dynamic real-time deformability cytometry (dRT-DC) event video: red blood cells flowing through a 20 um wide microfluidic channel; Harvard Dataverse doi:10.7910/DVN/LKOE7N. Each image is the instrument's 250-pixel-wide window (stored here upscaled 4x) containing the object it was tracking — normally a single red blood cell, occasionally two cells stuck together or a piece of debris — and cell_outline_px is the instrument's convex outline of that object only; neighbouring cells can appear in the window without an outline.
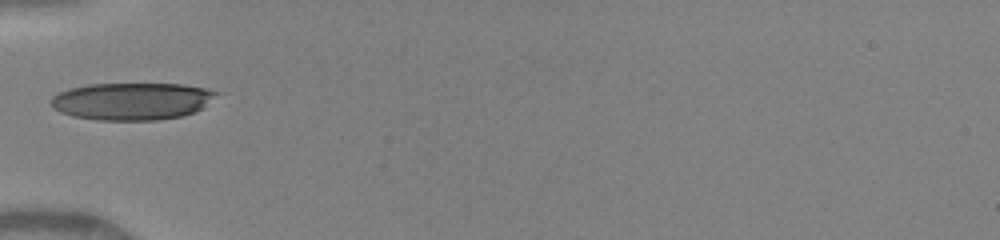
{"species": "human", "species_latin": "Homo sapiens", "temperature_condition": "warm", "stored_images_in_passage": 30, "camera_frame_rate_fps": 3000, "um_per_image_px": 0.085, "donor": {"sex": "female"}, "frame": {"image": 1, "passage_image": 1, "time_ms": 0.0, "image_size_px": [1000, 240], "cell_outline_px": [[224, 92], [204, 108], [196, 112], [184, 116], [160, 120], [96, 120], [72, 116], [60, 112], [52, 108], [52, 96], [68, 88], [88, 84], [184, 84], [208, 88]], "centroid_in_image_um": [11.32, 8.6], "position_along_channel_um": 73.7, "area_um2": 36.7}}
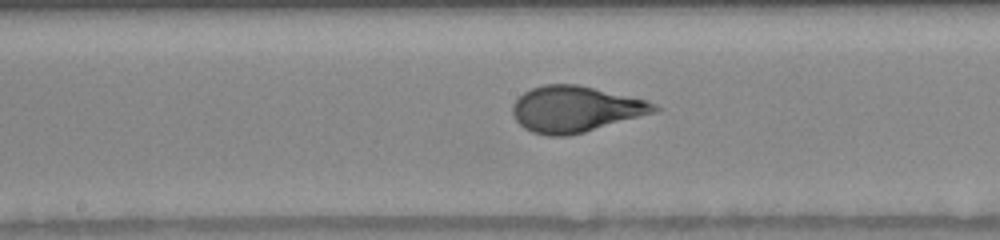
{"frame": {"image": 2, "passage_image": 10, "time_ms": 3.0, "image_size_px": [1000, 240], "cell_outline_px": [[660, 112], [584, 132], [568, 136], [548, 136], [532, 132], [524, 128], [516, 120], [512, 112], [512, 104], [524, 92], [532, 88], [544, 84], [576, 84], [648, 100], [656, 104], [660, 108]], "centroid_in_image_um": [48.95, 9.28], "position_along_channel_um": 199.2, "area_um2": 38.26}}
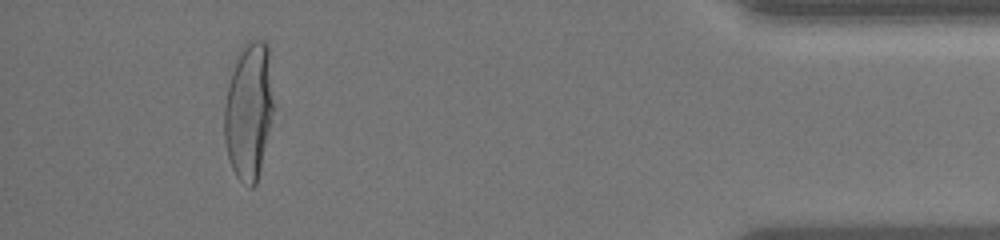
{"frame": {"image": 3, "passage_image": 27, "time_ms": 9.333, "image_size_px": [1000, 240], "cell_outline_px": [[272, 112], [260, 168], [256, 184], [252, 188], [240, 180], [236, 176], [228, 160], [224, 140], [224, 104], [228, 84], [240, 48], [248, 40], [264, 40], [268, 44], [272, 100]], "centroid_in_image_um": [21.11, 9.41], "position_along_channel_um": 414.1, "area_um2": 38.84}, "authors_computed_cell_mechanics": {"area_um2": 37.4544, "velocity_mm_per_s": 4.169, "shape_relaxation_time_tau1_ms": 5.9858, "shape_relaxation_time_tau2_ms": null, "deformation_change_tau1": 0.2599, "deformation_change_tau2": null}}